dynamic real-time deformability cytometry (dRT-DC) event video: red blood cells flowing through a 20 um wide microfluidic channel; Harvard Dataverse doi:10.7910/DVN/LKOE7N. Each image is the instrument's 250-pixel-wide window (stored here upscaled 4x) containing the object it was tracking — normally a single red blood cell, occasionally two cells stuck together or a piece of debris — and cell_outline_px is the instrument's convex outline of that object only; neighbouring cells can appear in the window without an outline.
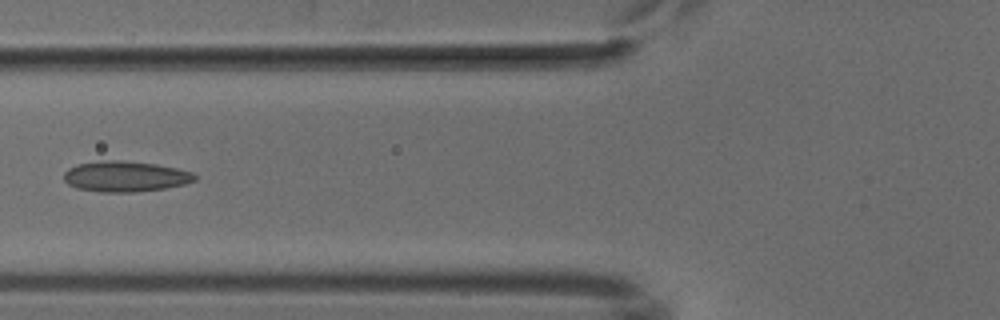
{"species": "common noctule bat (a hibernating species)", "species_latin": "Nyctalus noctula", "temperature_condition": "cold", "stored_images_in_passage": 7, "camera_frame_rate_fps": 3000, "um_per_image_px": 0.085, "animal": {"sex": "male", "body_mass_g": 18.8}, "frame": {"image": 1, "passage_image": 6, "time_ms": 6.0, "image_size_px": [1000, 320], "cell_outline_px": [[196, 180], [184, 184], [164, 188], [132, 192], [100, 192], [76, 188], [68, 184], [64, 180], [64, 172], [68, 168], [76, 164], [104, 160], [120, 160], [156, 164], [176, 168], [192, 172], [196, 176]], "centroid_in_image_um": [10.62, 14.99], "position_along_channel_um": 115.2, "area_um2": 23.35}}
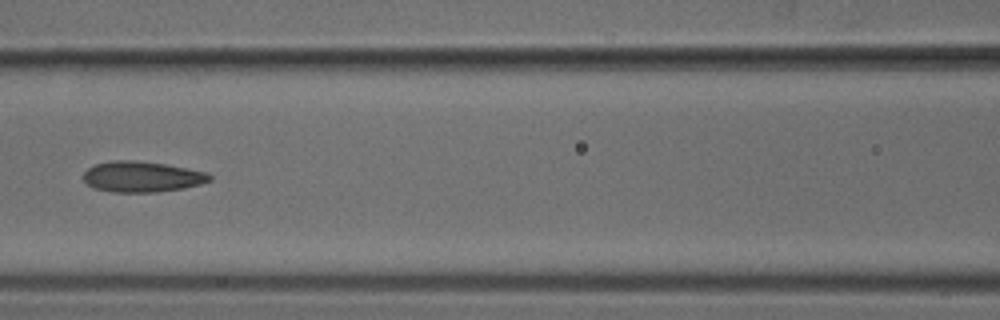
{"frame": {"image": 2, "passage_image": 7, "time_ms": 7.0, "image_size_px": [1000, 320], "cell_outline_px": [[212, 180], [200, 184], [184, 188], [156, 192], [112, 192], [96, 188], [88, 184], [84, 180], [84, 172], [88, 168], [96, 164], [112, 160], [136, 160], [164, 164], [208, 172], [212, 176]], "centroid_in_image_um": [12.09, 15.02], "position_along_channel_um": 154.5, "area_um2": 22.54}}